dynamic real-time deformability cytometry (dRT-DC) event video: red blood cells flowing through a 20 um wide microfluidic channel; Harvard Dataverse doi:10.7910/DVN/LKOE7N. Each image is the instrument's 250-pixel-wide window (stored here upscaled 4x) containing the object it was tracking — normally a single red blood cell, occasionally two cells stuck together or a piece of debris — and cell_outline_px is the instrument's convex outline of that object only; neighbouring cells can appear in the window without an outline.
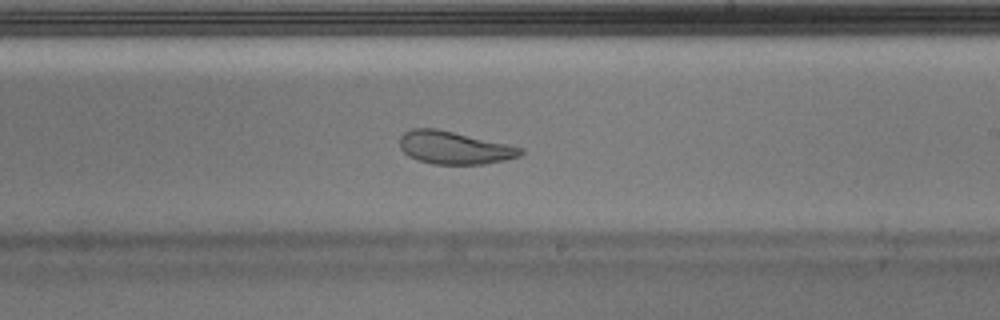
{"species": "Egyptian fruit bat (a non-hibernating species)", "species_latin": "Rousettus aegyptiacus", "temperature_condition": "warm", "stored_images_in_passage": 51, "camera_frame_rate_fps": 3000, "um_per_image_px": 0.085, "animal": {"sex": "male"}, "frame": {"image": 1, "passage_image": 30, "time_ms": 9.667, "image_size_px": [1000, 320], "cell_outline_px": [[524, 152], [520, 156], [504, 160], [484, 164], [432, 164], [408, 156], [400, 148], [400, 136], [404, 132], [412, 128], [436, 128], [508, 144], [524, 148]], "centroid_in_image_um": [38.61, 12.55], "position_along_channel_um": 250.4, "area_um2": 23.06}, "authors_computed_cell_mechanics": {"area_um2": 25.721, "velocity_mm_per_s": 3.9589, "shape_relaxation_time_tau1_ms": 8.2837, "shape_relaxation_time_tau2_ms": 1.3642, "deformation_change_tau1": 0.248, "deformation_change_tau2": 0.0802}}